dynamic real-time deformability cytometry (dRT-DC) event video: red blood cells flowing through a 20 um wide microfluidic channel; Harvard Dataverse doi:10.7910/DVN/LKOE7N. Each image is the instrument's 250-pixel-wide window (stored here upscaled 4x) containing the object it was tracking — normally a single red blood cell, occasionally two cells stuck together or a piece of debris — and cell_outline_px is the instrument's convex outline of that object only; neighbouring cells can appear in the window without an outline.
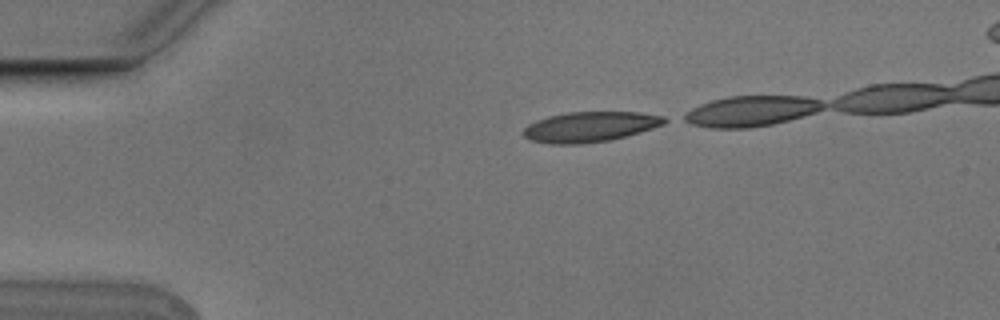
{"species": "Egyptian fruit bat (a non-hibernating species)", "species_latin": "Rousettus aegyptiacus", "temperature_condition": "cold", "stored_images_in_passage": 5, "segment_of_instrument_passage": [2, 2], "camera_frame_rate_fps": 3000, "um_per_image_px": 0.085, "animal": {"sex": "male"}, "frame": {"image": 1, "passage_image": 5, "time_ms": 1.333, "image_size_px": [1000, 320], "cell_outline_px": [[672, 120], [664, 124], [640, 132], [608, 140], [580, 144], [548, 144], [532, 140], [524, 136], [520, 132], [528, 124], [536, 120], [548, 116], [568, 112], [636, 112], [664, 116]], "centroid_in_image_um": [50.14, 10.77], "position_along_channel_um": 34.9, "area_um2": 24.91}}